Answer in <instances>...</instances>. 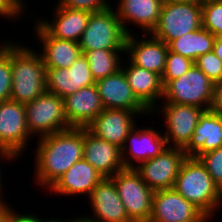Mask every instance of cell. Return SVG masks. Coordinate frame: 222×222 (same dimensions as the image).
I'll return each mask as SVG.
<instances>
[{
    "label": "cell",
    "instance_id": "cell-1",
    "mask_svg": "<svg viewBox=\"0 0 222 222\" xmlns=\"http://www.w3.org/2000/svg\"><path fill=\"white\" fill-rule=\"evenodd\" d=\"M37 142L34 178L37 186L47 190L83 158L84 128L72 127L40 137Z\"/></svg>",
    "mask_w": 222,
    "mask_h": 222
},
{
    "label": "cell",
    "instance_id": "cell-2",
    "mask_svg": "<svg viewBox=\"0 0 222 222\" xmlns=\"http://www.w3.org/2000/svg\"><path fill=\"white\" fill-rule=\"evenodd\" d=\"M173 188L210 220L216 216L222 202V191L214 183L199 158L192 156L185 158Z\"/></svg>",
    "mask_w": 222,
    "mask_h": 222
},
{
    "label": "cell",
    "instance_id": "cell-3",
    "mask_svg": "<svg viewBox=\"0 0 222 222\" xmlns=\"http://www.w3.org/2000/svg\"><path fill=\"white\" fill-rule=\"evenodd\" d=\"M11 42L12 90L10 100L27 104L46 92V69L36 50Z\"/></svg>",
    "mask_w": 222,
    "mask_h": 222
},
{
    "label": "cell",
    "instance_id": "cell-4",
    "mask_svg": "<svg viewBox=\"0 0 222 222\" xmlns=\"http://www.w3.org/2000/svg\"><path fill=\"white\" fill-rule=\"evenodd\" d=\"M162 98V102L210 110L214 98V82L193 64L185 74L163 87Z\"/></svg>",
    "mask_w": 222,
    "mask_h": 222
},
{
    "label": "cell",
    "instance_id": "cell-5",
    "mask_svg": "<svg viewBox=\"0 0 222 222\" xmlns=\"http://www.w3.org/2000/svg\"><path fill=\"white\" fill-rule=\"evenodd\" d=\"M201 27L202 3L164 1L158 23L150 34L168 45L172 40Z\"/></svg>",
    "mask_w": 222,
    "mask_h": 222
},
{
    "label": "cell",
    "instance_id": "cell-6",
    "mask_svg": "<svg viewBox=\"0 0 222 222\" xmlns=\"http://www.w3.org/2000/svg\"><path fill=\"white\" fill-rule=\"evenodd\" d=\"M127 34L124 31L116 10L91 13L79 46L82 54L89 50L125 49Z\"/></svg>",
    "mask_w": 222,
    "mask_h": 222
},
{
    "label": "cell",
    "instance_id": "cell-7",
    "mask_svg": "<svg viewBox=\"0 0 222 222\" xmlns=\"http://www.w3.org/2000/svg\"><path fill=\"white\" fill-rule=\"evenodd\" d=\"M25 108L28 131L37 139L72 128L65 116L63 98L56 94L46 91Z\"/></svg>",
    "mask_w": 222,
    "mask_h": 222
},
{
    "label": "cell",
    "instance_id": "cell-8",
    "mask_svg": "<svg viewBox=\"0 0 222 222\" xmlns=\"http://www.w3.org/2000/svg\"><path fill=\"white\" fill-rule=\"evenodd\" d=\"M131 222H149L153 191L134 168H125L111 177Z\"/></svg>",
    "mask_w": 222,
    "mask_h": 222
},
{
    "label": "cell",
    "instance_id": "cell-9",
    "mask_svg": "<svg viewBox=\"0 0 222 222\" xmlns=\"http://www.w3.org/2000/svg\"><path fill=\"white\" fill-rule=\"evenodd\" d=\"M151 114L161 112L166 132L163 133L168 147L184 149L190 142L197 122L205 109L192 105L162 102Z\"/></svg>",
    "mask_w": 222,
    "mask_h": 222
},
{
    "label": "cell",
    "instance_id": "cell-10",
    "mask_svg": "<svg viewBox=\"0 0 222 222\" xmlns=\"http://www.w3.org/2000/svg\"><path fill=\"white\" fill-rule=\"evenodd\" d=\"M26 118L25 104L12 100L0 102V149L16 159L24 155L31 140Z\"/></svg>",
    "mask_w": 222,
    "mask_h": 222
},
{
    "label": "cell",
    "instance_id": "cell-11",
    "mask_svg": "<svg viewBox=\"0 0 222 222\" xmlns=\"http://www.w3.org/2000/svg\"><path fill=\"white\" fill-rule=\"evenodd\" d=\"M186 157L183 149L168 147L158 156L140 163L134 169L153 192L171 189Z\"/></svg>",
    "mask_w": 222,
    "mask_h": 222
},
{
    "label": "cell",
    "instance_id": "cell-12",
    "mask_svg": "<svg viewBox=\"0 0 222 222\" xmlns=\"http://www.w3.org/2000/svg\"><path fill=\"white\" fill-rule=\"evenodd\" d=\"M208 220V221H207ZM210 219L174 188L155 191L149 222H209Z\"/></svg>",
    "mask_w": 222,
    "mask_h": 222
},
{
    "label": "cell",
    "instance_id": "cell-13",
    "mask_svg": "<svg viewBox=\"0 0 222 222\" xmlns=\"http://www.w3.org/2000/svg\"><path fill=\"white\" fill-rule=\"evenodd\" d=\"M152 127L134 129L127 136L121 148L125 168H135L140 163L152 159L168 148L162 133ZM132 160V161H131ZM136 163L135 165L133 164Z\"/></svg>",
    "mask_w": 222,
    "mask_h": 222
},
{
    "label": "cell",
    "instance_id": "cell-14",
    "mask_svg": "<svg viewBox=\"0 0 222 222\" xmlns=\"http://www.w3.org/2000/svg\"><path fill=\"white\" fill-rule=\"evenodd\" d=\"M135 36L136 34L127 35L125 40V54L129 55V60L134 65L162 76L169 46L149 33Z\"/></svg>",
    "mask_w": 222,
    "mask_h": 222
},
{
    "label": "cell",
    "instance_id": "cell-15",
    "mask_svg": "<svg viewBox=\"0 0 222 222\" xmlns=\"http://www.w3.org/2000/svg\"><path fill=\"white\" fill-rule=\"evenodd\" d=\"M137 115L150 116L147 113H135L126 109H104L87 129L95 136L122 148L127 136L137 125L134 120Z\"/></svg>",
    "mask_w": 222,
    "mask_h": 222
},
{
    "label": "cell",
    "instance_id": "cell-16",
    "mask_svg": "<svg viewBox=\"0 0 222 222\" xmlns=\"http://www.w3.org/2000/svg\"><path fill=\"white\" fill-rule=\"evenodd\" d=\"M104 109H126L151 113L135 96L122 69L95 81Z\"/></svg>",
    "mask_w": 222,
    "mask_h": 222
},
{
    "label": "cell",
    "instance_id": "cell-17",
    "mask_svg": "<svg viewBox=\"0 0 222 222\" xmlns=\"http://www.w3.org/2000/svg\"><path fill=\"white\" fill-rule=\"evenodd\" d=\"M83 158L103 177H112L125 169L121 148L95 136L87 128H84Z\"/></svg>",
    "mask_w": 222,
    "mask_h": 222
},
{
    "label": "cell",
    "instance_id": "cell-18",
    "mask_svg": "<svg viewBox=\"0 0 222 222\" xmlns=\"http://www.w3.org/2000/svg\"><path fill=\"white\" fill-rule=\"evenodd\" d=\"M88 199L93 210L91 216L86 215L88 218L98 222H131L111 177H104Z\"/></svg>",
    "mask_w": 222,
    "mask_h": 222
},
{
    "label": "cell",
    "instance_id": "cell-19",
    "mask_svg": "<svg viewBox=\"0 0 222 222\" xmlns=\"http://www.w3.org/2000/svg\"><path fill=\"white\" fill-rule=\"evenodd\" d=\"M163 2L164 0H118V8L113 9L127 35L134 34L127 27L129 23L139 26L141 33L150 34L158 23Z\"/></svg>",
    "mask_w": 222,
    "mask_h": 222
},
{
    "label": "cell",
    "instance_id": "cell-20",
    "mask_svg": "<svg viewBox=\"0 0 222 222\" xmlns=\"http://www.w3.org/2000/svg\"><path fill=\"white\" fill-rule=\"evenodd\" d=\"M63 101L68 124L75 128H87L104 110L95 84L81 88L63 98Z\"/></svg>",
    "mask_w": 222,
    "mask_h": 222
},
{
    "label": "cell",
    "instance_id": "cell-21",
    "mask_svg": "<svg viewBox=\"0 0 222 222\" xmlns=\"http://www.w3.org/2000/svg\"><path fill=\"white\" fill-rule=\"evenodd\" d=\"M104 177L84 158L68 169L48 190L51 193L76 196H90L92 190ZM83 194V195H82Z\"/></svg>",
    "mask_w": 222,
    "mask_h": 222
},
{
    "label": "cell",
    "instance_id": "cell-22",
    "mask_svg": "<svg viewBox=\"0 0 222 222\" xmlns=\"http://www.w3.org/2000/svg\"><path fill=\"white\" fill-rule=\"evenodd\" d=\"M56 5L52 20L41 17L37 23L52 37L79 42L91 13Z\"/></svg>",
    "mask_w": 222,
    "mask_h": 222
},
{
    "label": "cell",
    "instance_id": "cell-23",
    "mask_svg": "<svg viewBox=\"0 0 222 222\" xmlns=\"http://www.w3.org/2000/svg\"><path fill=\"white\" fill-rule=\"evenodd\" d=\"M222 147V115L205 110L199 118L189 144L183 149L186 156L201 155Z\"/></svg>",
    "mask_w": 222,
    "mask_h": 222
},
{
    "label": "cell",
    "instance_id": "cell-24",
    "mask_svg": "<svg viewBox=\"0 0 222 222\" xmlns=\"http://www.w3.org/2000/svg\"><path fill=\"white\" fill-rule=\"evenodd\" d=\"M34 27L45 68H69L82 54L79 42L52 37L37 22Z\"/></svg>",
    "mask_w": 222,
    "mask_h": 222
},
{
    "label": "cell",
    "instance_id": "cell-25",
    "mask_svg": "<svg viewBox=\"0 0 222 222\" xmlns=\"http://www.w3.org/2000/svg\"><path fill=\"white\" fill-rule=\"evenodd\" d=\"M121 66L128 84L137 99L150 111L157 108L158 102L163 96V84L161 76L155 72L134 65L130 60ZM127 65H129L127 67ZM158 101V102H157Z\"/></svg>",
    "mask_w": 222,
    "mask_h": 222
},
{
    "label": "cell",
    "instance_id": "cell-26",
    "mask_svg": "<svg viewBox=\"0 0 222 222\" xmlns=\"http://www.w3.org/2000/svg\"><path fill=\"white\" fill-rule=\"evenodd\" d=\"M215 38L207 29L201 27L172 40L168 46L170 51L195 62L199 56L212 52Z\"/></svg>",
    "mask_w": 222,
    "mask_h": 222
},
{
    "label": "cell",
    "instance_id": "cell-27",
    "mask_svg": "<svg viewBox=\"0 0 222 222\" xmlns=\"http://www.w3.org/2000/svg\"><path fill=\"white\" fill-rule=\"evenodd\" d=\"M125 49H98L84 52L91 75L95 81L105 78L121 69Z\"/></svg>",
    "mask_w": 222,
    "mask_h": 222
},
{
    "label": "cell",
    "instance_id": "cell-28",
    "mask_svg": "<svg viewBox=\"0 0 222 222\" xmlns=\"http://www.w3.org/2000/svg\"><path fill=\"white\" fill-rule=\"evenodd\" d=\"M46 91L60 98L74 93L73 71L69 68H45Z\"/></svg>",
    "mask_w": 222,
    "mask_h": 222
},
{
    "label": "cell",
    "instance_id": "cell-29",
    "mask_svg": "<svg viewBox=\"0 0 222 222\" xmlns=\"http://www.w3.org/2000/svg\"><path fill=\"white\" fill-rule=\"evenodd\" d=\"M201 3L203 28L215 37L222 36V0H203Z\"/></svg>",
    "mask_w": 222,
    "mask_h": 222
},
{
    "label": "cell",
    "instance_id": "cell-30",
    "mask_svg": "<svg viewBox=\"0 0 222 222\" xmlns=\"http://www.w3.org/2000/svg\"><path fill=\"white\" fill-rule=\"evenodd\" d=\"M0 50V102L10 100L12 90L11 41Z\"/></svg>",
    "mask_w": 222,
    "mask_h": 222
},
{
    "label": "cell",
    "instance_id": "cell-31",
    "mask_svg": "<svg viewBox=\"0 0 222 222\" xmlns=\"http://www.w3.org/2000/svg\"><path fill=\"white\" fill-rule=\"evenodd\" d=\"M193 64L194 61L191 59L168 50L165 69L161 76L163 87L171 80L185 74Z\"/></svg>",
    "mask_w": 222,
    "mask_h": 222
},
{
    "label": "cell",
    "instance_id": "cell-32",
    "mask_svg": "<svg viewBox=\"0 0 222 222\" xmlns=\"http://www.w3.org/2000/svg\"><path fill=\"white\" fill-rule=\"evenodd\" d=\"M73 71L74 93L81 88L89 87L95 84L91 75L88 61L84 54H81L75 62L69 67Z\"/></svg>",
    "mask_w": 222,
    "mask_h": 222
},
{
    "label": "cell",
    "instance_id": "cell-33",
    "mask_svg": "<svg viewBox=\"0 0 222 222\" xmlns=\"http://www.w3.org/2000/svg\"><path fill=\"white\" fill-rule=\"evenodd\" d=\"M194 64L212 81L222 80V60L214 52L205 53Z\"/></svg>",
    "mask_w": 222,
    "mask_h": 222
},
{
    "label": "cell",
    "instance_id": "cell-34",
    "mask_svg": "<svg viewBox=\"0 0 222 222\" xmlns=\"http://www.w3.org/2000/svg\"><path fill=\"white\" fill-rule=\"evenodd\" d=\"M199 159L206 167L214 183L222 191V147L201 155Z\"/></svg>",
    "mask_w": 222,
    "mask_h": 222
},
{
    "label": "cell",
    "instance_id": "cell-35",
    "mask_svg": "<svg viewBox=\"0 0 222 222\" xmlns=\"http://www.w3.org/2000/svg\"><path fill=\"white\" fill-rule=\"evenodd\" d=\"M109 0H58L59 6L96 13L111 8Z\"/></svg>",
    "mask_w": 222,
    "mask_h": 222
},
{
    "label": "cell",
    "instance_id": "cell-36",
    "mask_svg": "<svg viewBox=\"0 0 222 222\" xmlns=\"http://www.w3.org/2000/svg\"><path fill=\"white\" fill-rule=\"evenodd\" d=\"M24 0H0V15L4 19L14 20L21 19V15L25 14L26 4ZM25 8V9H24ZM12 18V19H11Z\"/></svg>",
    "mask_w": 222,
    "mask_h": 222
},
{
    "label": "cell",
    "instance_id": "cell-37",
    "mask_svg": "<svg viewBox=\"0 0 222 222\" xmlns=\"http://www.w3.org/2000/svg\"><path fill=\"white\" fill-rule=\"evenodd\" d=\"M15 209L11 208L10 204H8V222H39L40 218L36 214H19Z\"/></svg>",
    "mask_w": 222,
    "mask_h": 222
},
{
    "label": "cell",
    "instance_id": "cell-38",
    "mask_svg": "<svg viewBox=\"0 0 222 222\" xmlns=\"http://www.w3.org/2000/svg\"><path fill=\"white\" fill-rule=\"evenodd\" d=\"M211 110L222 115V80L214 83V98Z\"/></svg>",
    "mask_w": 222,
    "mask_h": 222
},
{
    "label": "cell",
    "instance_id": "cell-39",
    "mask_svg": "<svg viewBox=\"0 0 222 222\" xmlns=\"http://www.w3.org/2000/svg\"><path fill=\"white\" fill-rule=\"evenodd\" d=\"M3 158V159H2ZM2 159V160H1ZM13 159H15L16 160V158L11 154V153H9L8 151H5V150H3V149H0V161H2V162H6V161H8V160H10V161H12ZM4 160V161H3ZM0 168H1V166H0ZM2 172H1V170H0V205H4V204H7V203H5L6 201V198L5 199H3L4 197H3V195L4 194H2V190L4 189L2 186L4 185V184H2V174H1Z\"/></svg>",
    "mask_w": 222,
    "mask_h": 222
},
{
    "label": "cell",
    "instance_id": "cell-40",
    "mask_svg": "<svg viewBox=\"0 0 222 222\" xmlns=\"http://www.w3.org/2000/svg\"><path fill=\"white\" fill-rule=\"evenodd\" d=\"M212 51L222 60V36H217L215 38L214 47Z\"/></svg>",
    "mask_w": 222,
    "mask_h": 222
},
{
    "label": "cell",
    "instance_id": "cell-41",
    "mask_svg": "<svg viewBox=\"0 0 222 222\" xmlns=\"http://www.w3.org/2000/svg\"><path fill=\"white\" fill-rule=\"evenodd\" d=\"M0 222H8V204L0 205Z\"/></svg>",
    "mask_w": 222,
    "mask_h": 222
},
{
    "label": "cell",
    "instance_id": "cell-42",
    "mask_svg": "<svg viewBox=\"0 0 222 222\" xmlns=\"http://www.w3.org/2000/svg\"><path fill=\"white\" fill-rule=\"evenodd\" d=\"M68 222H98V221H94L90 218H88L87 216H79V217H74L72 219L68 218Z\"/></svg>",
    "mask_w": 222,
    "mask_h": 222
},
{
    "label": "cell",
    "instance_id": "cell-43",
    "mask_svg": "<svg viewBox=\"0 0 222 222\" xmlns=\"http://www.w3.org/2000/svg\"><path fill=\"white\" fill-rule=\"evenodd\" d=\"M39 222H68V220L64 219V218L62 220L61 219H57V218H55V219L54 218H50V219H47V220L40 218Z\"/></svg>",
    "mask_w": 222,
    "mask_h": 222
},
{
    "label": "cell",
    "instance_id": "cell-44",
    "mask_svg": "<svg viewBox=\"0 0 222 222\" xmlns=\"http://www.w3.org/2000/svg\"><path fill=\"white\" fill-rule=\"evenodd\" d=\"M170 2H186V3H201L202 0H164Z\"/></svg>",
    "mask_w": 222,
    "mask_h": 222
},
{
    "label": "cell",
    "instance_id": "cell-45",
    "mask_svg": "<svg viewBox=\"0 0 222 222\" xmlns=\"http://www.w3.org/2000/svg\"><path fill=\"white\" fill-rule=\"evenodd\" d=\"M5 42L3 44L0 45V50L5 46Z\"/></svg>",
    "mask_w": 222,
    "mask_h": 222
}]
</instances>
